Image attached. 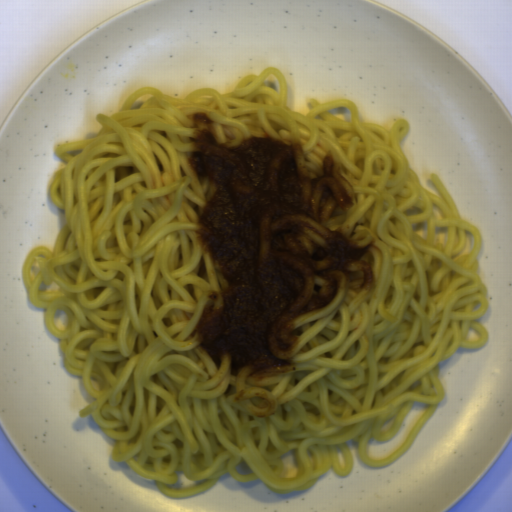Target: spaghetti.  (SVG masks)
Returning a JSON list of instances; mask_svg holds the SVG:
<instances>
[{"mask_svg":"<svg viewBox=\"0 0 512 512\" xmlns=\"http://www.w3.org/2000/svg\"><path fill=\"white\" fill-rule=\"evenodd\" d=\"M269 74L280 93L264 84ZM147 93L153 97L131 108ZM310 104L306 115L288 106L285 76L273 66L227 93L211 87L177 98L147 85L115 114H97L96 137L54 150L65 165L49 198L63 211V226L52 251L28 252L27 297L59 339L64 370L81 376L93 398L79 418L90 416L112 439L111 460L170 498L193 497L226 474L260 480L271 492L310 489L330 468L350 474V441L365 465L392 464L445 398L440 364L458 349L489 342L479 320L490 307L477 259L482 233L462 219L439 175L429 179L440 196L411 169L400 146L408 120L389 128L361 121L347 98L311 97ZM338 107L350 109L352 121L330 113ZM200 110L214 119L220 142L264 134L296 142L310 169L333 155L356 198L327 225L380 249L372 288L343 291L294 323L296 367L276 378L234 376L227 359L212 360L196 342L201 312L219 287L195 232L212 185L187 164L192 117ZM425 220L423 240L412 225ZM441 226L445 247L433 244ZM466 230L475 246L457 256ZM41 282L59 287L38 290ZM57 309L69 318L64 331L53 325ZM471 326L480 334L475 343L465 340ZM241 389L246 398L234 402ZM256 392L272 400L275 414L255 417ZM418 402L428 411L400 450L368 457L369 438L394 437ZM290 450L297 473L283 479L280 457ZM242 463L251 473H238ZM178 471L203 480L172 488Z\"/></svg>","mask_w":512,"mask_h":512,"instance_id":"spaghetti-1","label":"spaghetti"}]
</instances>
